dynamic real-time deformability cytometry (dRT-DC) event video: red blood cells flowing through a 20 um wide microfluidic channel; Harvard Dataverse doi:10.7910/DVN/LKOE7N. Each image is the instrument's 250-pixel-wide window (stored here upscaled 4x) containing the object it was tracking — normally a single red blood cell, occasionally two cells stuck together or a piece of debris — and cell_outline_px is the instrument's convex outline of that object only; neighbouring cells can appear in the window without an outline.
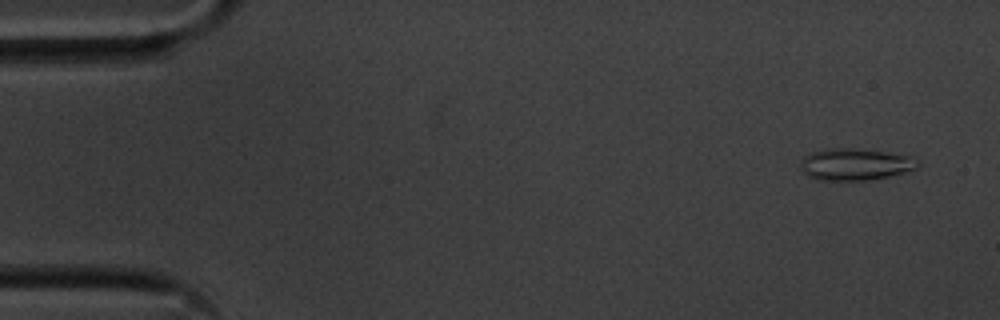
{"species": "common noctule bat (a hibernating species)", "species_latin": "Nyctalus noctula", "temperature_condition": "cold", "stored_images_in_passage": 15, "camera_frame_rate_fps": 3000, "um_per_image_px": 0.085, "animal": {"sex": "male", "body_mass_g": 20.1, "forearm_length_mm": 53.5}, "frame": {"image": 1, "passage_image": 3, "time_ms": 0.667, "image_size_px": [1000, 320], "cell_outline_px": [[920, 164], [916, 168], [888, 176], [864, 180], [816, 180], [808, 176], [800, 168], [800, 164], [804, 156], [812, 152], [832, 148], [856, 148], [888, 152], [912, 156]], "centroid_in_image_um": [72.67, 13.96], "position_along_channel_um": 12.3, "area_um2": 21.62}}